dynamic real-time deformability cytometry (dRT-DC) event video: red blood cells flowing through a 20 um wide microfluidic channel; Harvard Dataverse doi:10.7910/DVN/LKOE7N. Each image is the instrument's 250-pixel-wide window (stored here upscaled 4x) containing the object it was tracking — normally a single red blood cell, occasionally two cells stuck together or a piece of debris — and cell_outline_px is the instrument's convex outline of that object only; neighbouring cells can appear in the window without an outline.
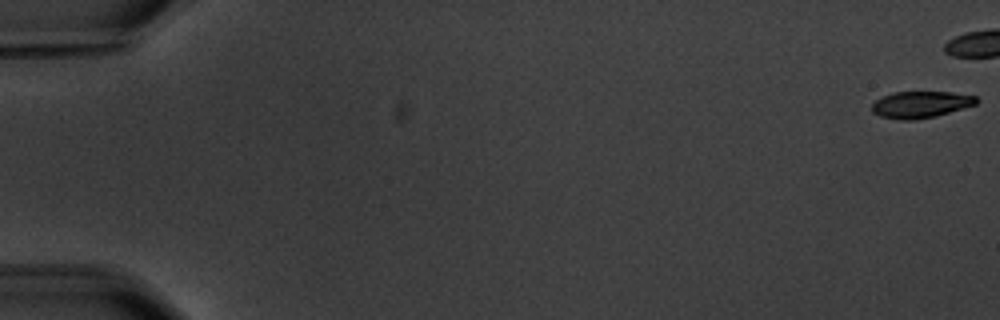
{"species": "common noctule bat (a hibernating species)", "species_latin": "Nyctalus noctula", "temperature_condition": "warm", "stored_images_in_passage": 7, "camera_frame_rate_fps": 3000, "um_per_image_px": 0.085, "animal": {"sex": "male", "body_mass_g": 20.1, "forearm_length_mm": 53.5}, "frame": {"image": 1, "passage_image": 1, "time_ms": 0.0, "image_size_px": [1000, 320], "cell_outline_px": [[980, 100], [976, 104], [936, 116], [912, 120], [900, 120], [880, 116], [872, 112], [872, 104], [876, 100], [892, 92], [952, 92], [976, 96]], "centroid_in_image_um": [78.26, 8.88], "position_along_channel_um": 6.7, "area_um2": 16.18}}
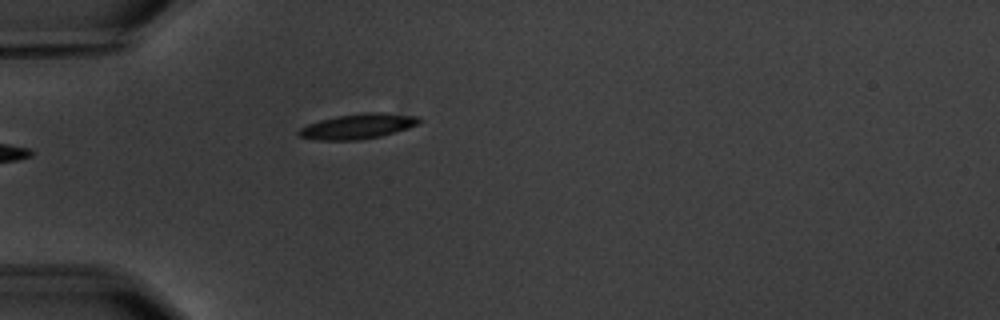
{"frame": {"image": 2, "passage_image": 7, "time_ms": 7.0, "image_size_px": [1000, 320], "cell_outline_px": [[424, 120], [420, 124], [396, 132], [380, 136], [356, 140], [320, 140], [300, 136], [296, 132], [300, 128], [308, 124], [320, 120], [336, 116], [364, 112], [384, 112], [420, 116]], "centroid_in_image_um": [30.5, 10.71], "position_along_channel_um": 54.5, "area_um2": 17.8}}